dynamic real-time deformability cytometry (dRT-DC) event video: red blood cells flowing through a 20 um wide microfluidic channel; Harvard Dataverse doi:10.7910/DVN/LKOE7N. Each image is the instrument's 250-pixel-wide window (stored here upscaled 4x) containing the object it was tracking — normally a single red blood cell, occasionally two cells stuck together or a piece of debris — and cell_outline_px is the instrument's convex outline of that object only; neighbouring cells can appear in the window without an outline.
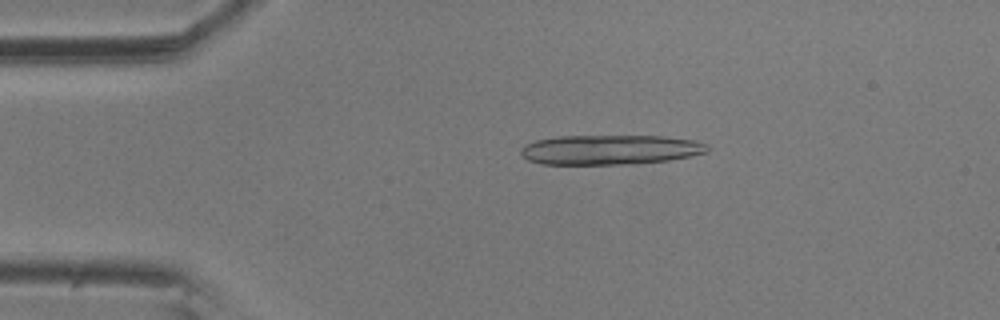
{"species": "common noctule bat (a hibernating species)", "species_latin": "Nyctalus noctula", "temperature_condition": "room temperature", "stored_images_in_passage": 4, "camera_frame_rate_fps": 3000, "um_per_image_px": 0.085, "animal": {"sex": "male", "body_mass_g": 20.5, "forearm_length_mm": 52.5}, "frame": {"image": 1, "passage_image": 3, "time_ms": 0.667, "image_size_px": [1000, 320], "cell_outline_px": [[708, 152], [668, 160], [636, 164], [540, 164], [528, 160], [520, 156], [520, 148], [524, 144], [536, 140], [556, 136], [664, 136], [696, 140], [708, 144]], "centroid_in_image_um": [51.82, 12.72], "position_along_channel_um": 33.2, "area_um2": 32.66}}